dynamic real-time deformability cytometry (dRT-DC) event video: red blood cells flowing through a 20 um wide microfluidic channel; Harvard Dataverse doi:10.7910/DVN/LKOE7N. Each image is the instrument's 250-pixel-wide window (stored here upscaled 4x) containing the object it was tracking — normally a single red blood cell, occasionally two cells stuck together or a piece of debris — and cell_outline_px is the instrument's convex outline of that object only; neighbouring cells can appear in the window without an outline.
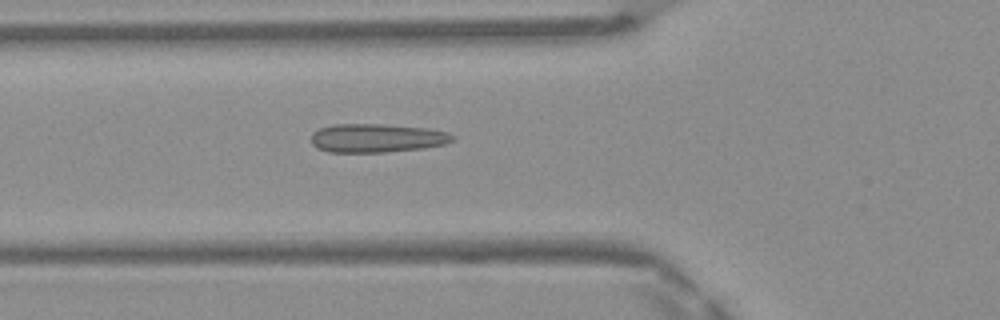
{"species": "Egyptian fruit bat (a non-hibernating species)", "species_latin": "Rousettus aegyptiacus", "temperature_condition": "warm", "stored_images_in_passage": 49, "camera_frame_rate_fps": 3000, "um_per_image_px": 0.085, "frame": {"image": 1, "passage_image": 18, "time_ms": 5.667, "image_size_px": [1000, 320], "cell_outline_px": [[456, 136], [452, 140], [444, 144], [424, 148], [384, 152], [328, 152], [316, 148], [312, 144], [312, 132], [320, 128], [332, 124], [384, 124], [428, 128], [448, 132]], "centroid_in_image_um": [32.02, 11.73], "position_along_channel_um": 93.8, "area_um2": 23.76}}
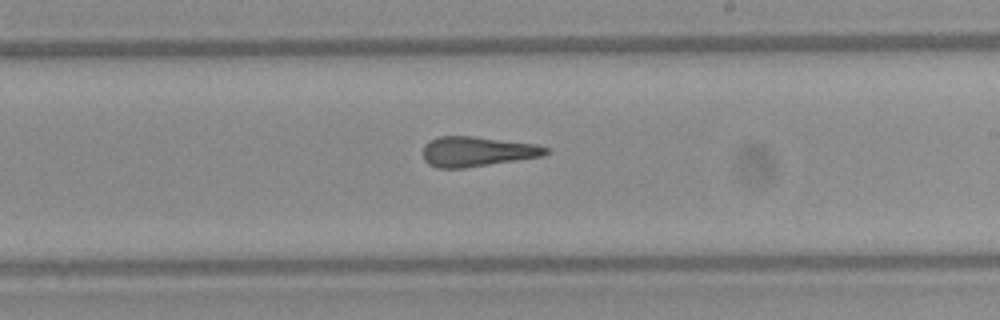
{"frame": {"image": 2, "passage_image": 29, "time_ms": 9.333, "image_size_px": [1000, 320], "cell_outline_px": [[552, 152], [544, 156], [464, 168], [436, 168], [428, 164], [424, 160], [424, 144], [440, 136], [472, 136], [536, 144], [548, 148]], "centroid_in_image_um": [40.58, 12.88], "position_along_channel_um": 248.4, "area_um2": 21.44}}
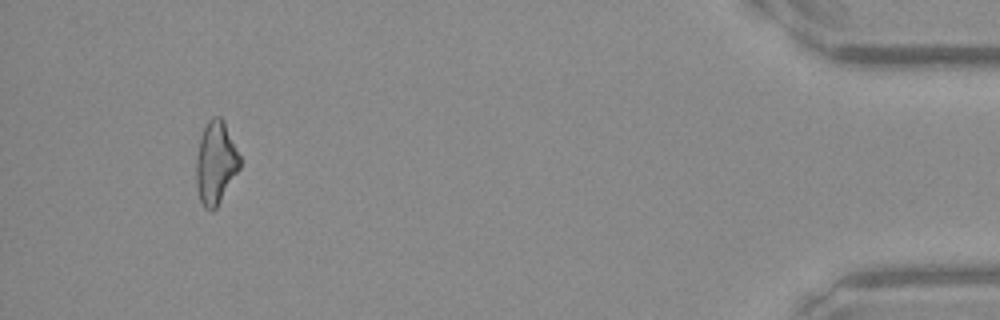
{"frame": {"image": 3, "passage_image": 46, "time_ms": 15.0, "image_size_px": [1000, 320], "cell_outline_px": [[240, 168], [216, 208], [212, 212], [204, 208], [200, 200], [196, 184], [196, 156], [200, 140], [204, 128], [208, 120], [212, 116], [220, 116], [224, 120], [240, 156]], "centroid_in_image_um": [18.33, 13.84], "position_along_channel_um": 416.9, "area_um2": 21.04}, "authors_computed_cell_mechanics": {"area_um2": 22.4264, "velocity_mm_per_s": 4.1936, "shape_relaxation_time_tau1_ms": null, "shape_relaxation_time_tau2_ms": 2.1926, "deformation_change_tau1": null, "deformation_change_tau2": 0.1142}}